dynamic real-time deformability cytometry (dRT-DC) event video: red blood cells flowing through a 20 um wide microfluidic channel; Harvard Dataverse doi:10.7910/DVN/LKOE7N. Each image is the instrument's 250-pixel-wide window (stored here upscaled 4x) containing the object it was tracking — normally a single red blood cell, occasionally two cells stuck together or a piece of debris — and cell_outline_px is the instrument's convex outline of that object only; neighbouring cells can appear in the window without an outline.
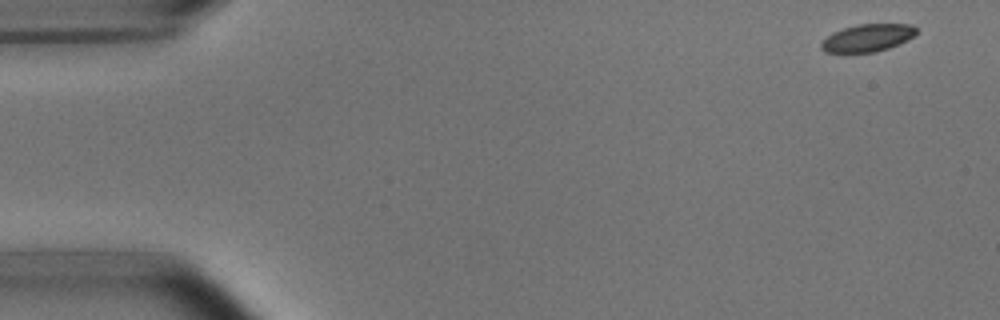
{"species": "common noctule bat (a hibernating species)", "species_latin": "Nyctalus noctula", "temperature_condition": "room temperature", "stored_images_in_passage": 51, "camera_frame_rate_fps": 3000, "um_per_image_px": 0.085, "animal": {"sex": "male", "body_mass_g": 15.6}, "frame": {"image": 1, "passage_image": 1, "time_ms": 0.0, "image_size_px": [1000, 320], "cell_outline_px": [[916, 32], [908, 40], [888, 48], [876, 52], [844, 56], [824, 52], [820, 48], [820, 44], [832, 32], [856, 24], [912, 24], [916, 28]], "centroid_in_image_um": [73.65, 3.28], "position_along_channel_um": 11.3, "area_um2": 15.9}}
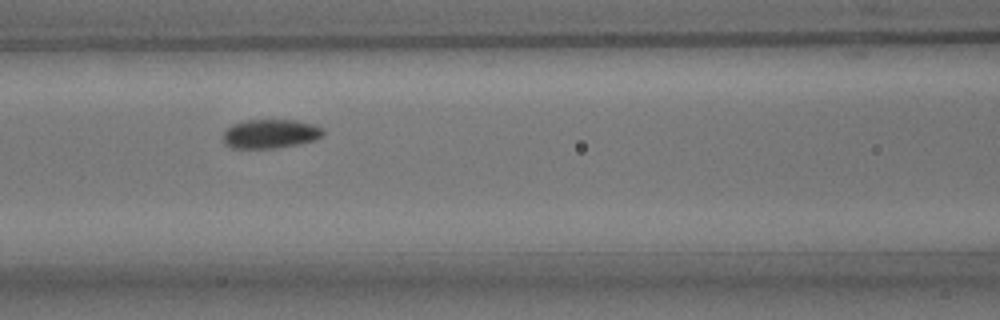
{"frame": {"image": 2, "passage_image": 21, "time_ms": 6.667, "image_size_px": [1000, 320], "cell_outline_px": [[324, 132], [316, 140], [296, 144], [272, 148], [232, 148], [224, 144], [224, 132], [232, 124], [244, 120], [296, 120], [312, 124], [324, 128]], "centroid_in_image_um": [22.97, 11.36], "position_along_channel_um": 143.6, "area_um2": 16.82}}
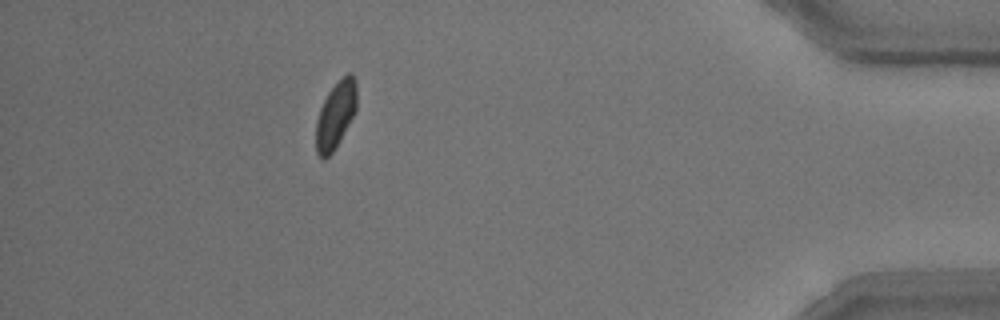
{"frame": {"image": 3, "passage_image": 46, "time_ms": 15.0, "image_size_px": [1000, 320], "cell_outline_px": [[356, 108], [348, 124], [332, 152], [324, 160], [316, 152], [316, 120], [320, 108], [328, 92], [348, 72], [352, 72], [356, 80]], "centroid_in_image_um": [28.51, 9.75], "position_along_channel_um": 406.7, "area_um2": 15.49}, "authors_computed_cell_mechanics": {"area_um2": 16.5886, "velocity_mm_per_s": 3.7696, "shape_relaxation_time_tau1_ms": 2.2079, "shape_relaxation_time_tau2_ms": 1.3323, "deformation_change_tau1": 0.1037, "deformation_change_tau2": 0.0468}}